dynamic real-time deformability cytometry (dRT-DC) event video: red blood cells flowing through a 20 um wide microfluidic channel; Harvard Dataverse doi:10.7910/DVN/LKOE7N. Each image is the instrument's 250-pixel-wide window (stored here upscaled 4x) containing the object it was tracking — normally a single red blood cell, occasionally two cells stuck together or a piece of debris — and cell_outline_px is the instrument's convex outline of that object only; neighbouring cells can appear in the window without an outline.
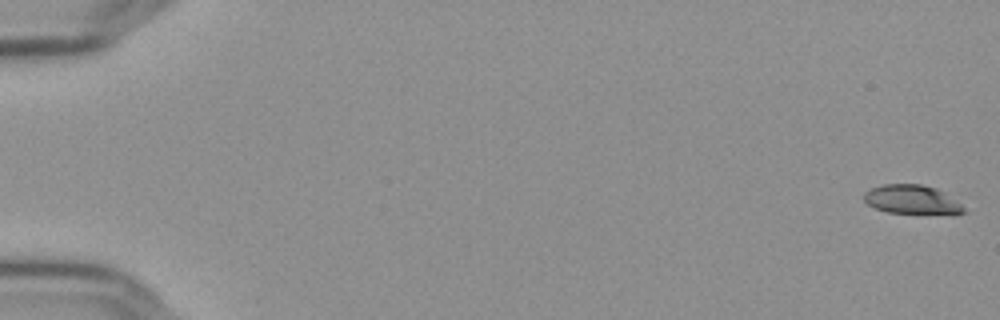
{"species": "Egyptian fruit bat (a non-hibernating species)", "species_latin": "Rousettus aegyptiacus", "temperature_condition": "cold", "stored_images_in_passage": 57, "camera_frame_rate_fps": 3000, "um_per_image_px": 0.085, "frame": {"image": 1, "passage_image": 1, "time_ms": 0.0, "image_size_px": [1000, 320], "cell_outline_px": [[968, 212], [956, 216], [952, 216], [888, 212], [876, 208], [868, 204], [864, 200], [864, 192], [872, 188], [884, 184], [920, 184], [936, 188], [944, 192], [960, 204]], "centroid_in_image_um": [77.6, 17.01], "position_along_channel_um": 7.4, "area_um2": 17.34}}
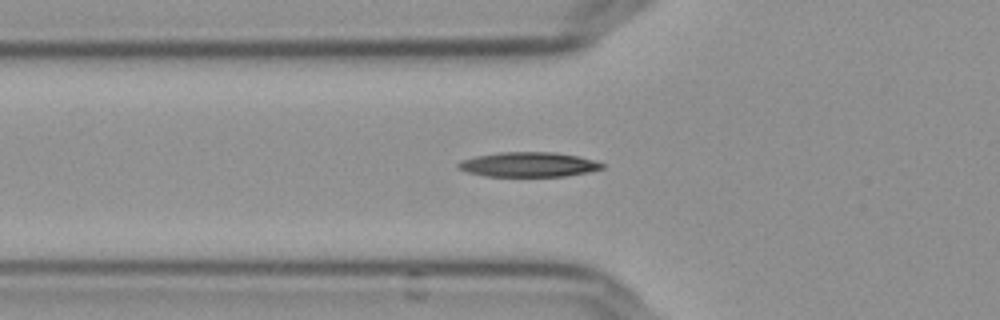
{"frame": {"image": 2, "passage_image": 21, "time_ms": 6.667, "image_size_px": [1000, 320], "cell_outline_px": [[604, 168], [588, 172], [568, 176], [484, 176], [468, 172], [456, 168], [456, 164], [460, 160], [476, 156], [500, 152], [552, 152], [580, 156], [604, 164]], "centroid_in_image_um": [44.9, 13.98], "position_along_channel_um": 80.9, "area_um2": 20.81}}
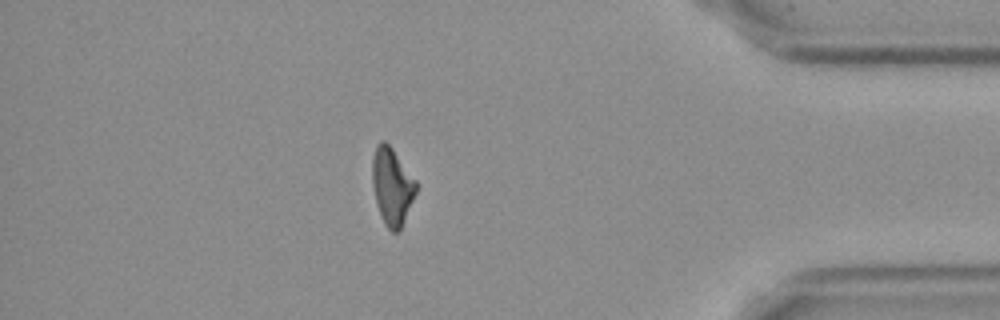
{"frame": {"image": 3, "passage_image": 50, "time_ms": 16.333, "image_size_px": [1000, 320], "cell_outline_px": [[416, 192], [400, 232], [392, 232], [384, 224], [376, 200], [372, 184], [372, 156], [376, 144], [380, 140], [384, 140], [392, 148], [416, 180]], "centroid_in_image_um": [33.31, 15.82], "position_along_channel_um": 401.9, "area_um2": 19.65}, "authors_computed_cell_mechanics": {"area_um2": 19.8832, "velocity_mm_per_s": 3.6502, "shape_relaxation_time_tau1_ms": 5.7204, "shape_relaxation_time_tau2_ms": 8.6142, "deformation_change_tau1": 0.1749, "deformation_change_tau2": 0.1663}}